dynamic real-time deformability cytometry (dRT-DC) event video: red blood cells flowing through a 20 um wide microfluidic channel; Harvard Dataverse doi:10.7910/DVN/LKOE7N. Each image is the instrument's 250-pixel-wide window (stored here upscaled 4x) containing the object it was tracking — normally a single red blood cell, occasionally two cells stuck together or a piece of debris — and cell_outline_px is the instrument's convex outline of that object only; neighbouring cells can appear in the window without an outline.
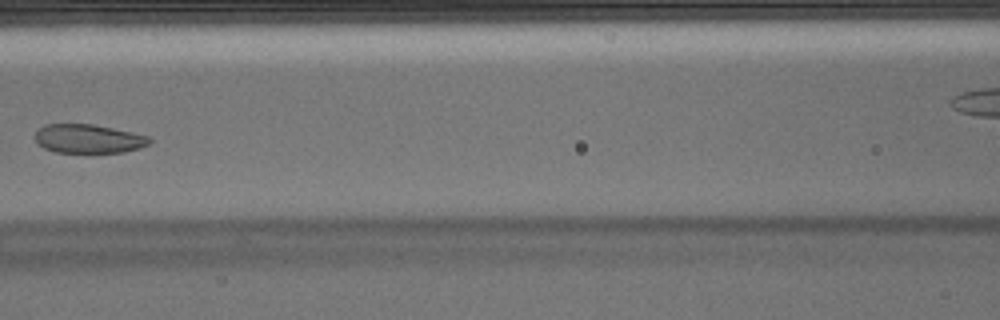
{"species": "Egyptian fruit bat (a non-hibernating species)", "species_latin": "Rousettus aegyptiacus", "temperature_condition": "warm", "stored_images_in_passage": 6, "camera_frame_rate_fps": 3000, "um_per_image_px": 0.085, "animal": {"sex": "male"}, "frame": {"image": 1, "passage_image": 4, "time_ms": 1.0, "image_size_px": [1000, 320], "cell_outline_px": [[152, 140], [148, 144], [140, 148], [124, 152], [56, 152], [44, 148], [36, 144], [36, 132], [40, 128], [48, 124], [92, 124], [132, 132], [148, 136]], "centroid_in_image_um": [7.52, 11.79], "position_along_channel_um": 159.1, "area_um2": 19.07}}